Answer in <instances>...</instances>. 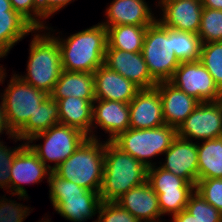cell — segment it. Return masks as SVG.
<instances>
[{
  "mask_svg": "<svg viewBox=\"0 0 222 222\" xmlns=\"http://www.w3.org/2000/svg\"><path fill=\"white\" fill-rule=\"evenodd\" d=\"M148 168L113 141L105 142L104 173L99 192L102 202H116L131 188L147 182Z\"/></svg>",
  "mask_w": 222,
  "mask_h": 222,
  "instance_id": "cell-1",
  "label": "cell"
},
{
  "mask_svg": "<svg viewBox=\"0 0 222 222\" xmlns=\"http://www.w3.org/2000/svg\"><path fill=\"white\" fill-rule=\"evenodd\" d=\"M53 37L61 50L64 71L94 73L104 64L108 44L107 28L101 23L72 34L66 39Z\"/></svg>",
  "mask_w": 222,
  "mask_h": 222,
  "instance_id": "cell-2",
  "label": "cell"
},
{
  "mask_svg": "<svg viewBox=\"0 0 222 222\" xmlns=\"http://www.w3.org/2000/svg\"><path fill=\"white\" fill-rule=\"evenodd\" d=\"M100 142V143H99ZM105 141L87 138L53 171L86 190L100 192L104 173Z\"/></svg>",
  "mask_w": 222,
  "mask_h": 222,
  "instance_id": "cell-3",
  "label": "cell"
},
{
  "mask_svg": "<svg viewBox=\"0 0 222 222\" xmlns=\"http://www.w3.org/2000/svg\"><path fill=\"white\" fill-rule=\"evenodd\" d=\"M37 31L39 34H34L29 45L27 74L18 76L24 82L49 95L63 71L61 50L53 34L44 32L42 35L39 29Z\"/></svg>",
  "mask_w": 222,
  "mask_h": 222,
  "instance_id": "cell-4",
  "label": "cell"
},
{
  "mask_svg": "<svg viewBox=\"0 0 222 222\" xmlns=\"http://www.w3.org/2000/svg\"><path fill=\"white\" fill-rule=\"evenodd\" d=\"M47 179L50 201L61 217L72 222H84L98 213L102 202L98 192L67 181L54 171H51Z\"/></svg>",
  "mask_w": 222,
  "mask_h": 222,
  "instance_id": "cell-5",
  "label": "cell"
},
{
  "mask_svg": "<svg viewBox=\"0 0 222 222\" xmlns=\"http://www.w3.org/2000/svg\"><path fill=\"white\" fill-rule=\"evenodd\" d=\"M142 54L151 77L158 83L169 81L180 65L172 46V29L156 20L147 26Z\"/></svg>",
  "mask_w": 222,
  "mask_h": 222,
  "instance_id": "cell-6",
  "label": "cell"
},
{
  "mask_svg": "<svg viewBox=\"0 0 222 222\" xmlns=\"http://www.w3.org/2000/svg\"><path fill=\"white\" fill-rule=\"evenodd\" d=\"M176 137L177 129L165 124L151 129L129 128L112 141L149 168L155 165L150 158L165 153Z\"/></svg>",
  "mask_w": 222,
  "mask_h": 222,
  "instance_id": "cell-7",
  "label": "cell"
},
{
  "mask_svg": "<svg viewBox=\"0 0 222 222\" xmlns=\"http://www.w3.org/2000/svg\"><path fill=\"white\" fill-rule=\"evenodd\" d=\"M87 138L88 136L80 130L58 123L48 130L32 136L26 144L53 171L63 161L67 160ZM38 139H43L44 145L30 144ZM47 162H54L55 164L50 166Z\"/></svg>",
  "mask_w": 222,
  "mask_h": 222,
  "instance_id": "cell-8",
  "label": "cell"
},
{
  "mask_svg": "<svg viewBox=\"0 0 222 222\" xmlns=\"http://www.w3.org/2000/svg\"><path fill=\"white\" fill-rule=\"evenodd\" d=\"M18 74H13L0 96L3 100L6 121L11 131L16 134L29 120L37 107L49 95L24 82Z\"/></svg>",
  "mask_w": 222,
  "mask_h": 222,
  "instance_id": "cell-9",
  "label": "cell"
},
{
  "mask_svg": "<svg viewBox=\"0 0 222 222\" xmlns=\"http://www.w3.org/2000/svg\"><path fill=\"white\" fill-rule=\"evenodd\" d=\"M147 181L158 195L162 217L165 214L176 215L186 208L189 197L195 191V185L188 183L160 166L148 168Z\"/></svg>",
  "mask_w": 222,
  "mask_h": 222,
  "instance_id": "cell-10",
  "label": "cell"
},
{
  "mask_svg": "<svg viewBox=\"0 0 222 222\" xmlns=\"http://www.w3.org/2000/svg\"><path fill=\"white\" fill-rule=\"evenodd\" d=\"M169 82L199 102L222 99V91L200 61L181 62Z\"/></svg>",
  "mask_w": 222,
  "mask_h": 222,
  "instance_id": "cell-11",
  "label": "cell"
},
{
  "mask_svg": "<svg viewBox=\"0 0 222 222\" xmlns=\"http://www.w3.org/2000/svg\"><path fill=\"white\" fill-rule=\"evenodd\" d=\"M177 136L188 141L222 137V99L200 102L177 129Z\"/></svg>",
  "mask_w": 222,
  "mask_h": 222,
  "instance_id": "cell-12",
  "label": "cell"
},
{
  "mask_svg": "<svg viewBox=\"0 0 222 222\" xmlns=\"http://www.w3.org/2000/svg\"><path fill=\"white\" fill-rule=\"evenodd\" d=\"M50 173L51 170L38 158L32 149L25 144L16 153L10 169L11 194L13 196H19L20 199H27L28 193L22 184L41 182L42 179Z\"/></svg>",
  "mask_w": 222,
  "mask_h": 222,
  "instance_id": "cell-13",
  "label": "cell"
},
{
  "mask_svg": "<svg viewBox=\"0 0 222 222\" xmlns=\"http://www.w3.org/2000/svg\"><path fill=\"white\" fill-rule=\"evenodd\" d=\"M104 65L133 82L140 89L153 88L157 85L148 71L142 52L106 49Z\"/></svg>",
  "mask_w": 222,
  "mask_h": 222,
  "instance_id": "cell-14",
  "label": "cell"
},
{
  "mask_svg": "<svg viewBox=\"0 0 222 222\" xmlns=\"http://www.w3.org/2000/svg\"><path fill=\"white\" fill-rule=\"evenodd\" d=\"M157 6L163 12V17L157 19L162 25L178 31L198 33L203 11L201 1L159 0Z\"/></svg>",
  "mask_w": 222,
  "mask_h": 222,
  "instance_id": "cell-15",
  "label": "cell"
},
{
  "mask_svg": "<svg viewBox=\"0 0 222 222\" xmlns=\"http://www.w3.org/2000/svg\"><path fill=\"white\" fill-rule=\"evenodd\" d=\"M163 155H166V160L163 164L160 162L161 168L196 185L198 181L197 142L193 143L177 136Z\"/></svg>",
  "mask_w": 222,
  "mask_h": 222,
  "instance_id": "cell-16",
  "label": "cell"
},
{
  "mask_svg": "<svg viewBox=\"0 0 222 222\" xmlns=\"http://www.w3.org/2000/svg\"><path fill=\"white\" fill-rule=\"evenodd\" d=\"M130 128L151 129L165 125L162 101L156 87L140 89L129 102Z\"/></svg>",
  "mask_w": 222,
  "mask_h": 222,
  "instance_id": "cell-17",
  "label": "cell"
},
{
  "mask_svg": "<svg viewBox=\"0 0 222 222\" xmlns=\"http://www.w3.org/2000/svg\"><path fill=\"white\" fill-rule=\"evenodd\" d=\"M129 114V103L95 99L92 113V139L98 138L93 134L95 132L93 129L99 126L109 134L107 140H114L121 132L130 128ZM95 124L97 126H94Z\"/></svg>",
  "mask_w": 222,
  "mask_h": 222,
  "instance_id": "cell-18",
  "label": "cell"
},
{
  "mask_svg": "<svg viewBox=\"0 0 222 222\" xmlns=\"http://www.w3.org/2000/svg\"><path fill=\"white\" fill-rule=\"evenodd\" d=\"M93 76L95 99L129 103L140 90L133 82L104 64L94 71Z\"/></svg>",
  "mask_w": 222,
  "mask_h": 222,
  "instance_id": "cell-19",
  "label": "cell"
},
{
  "mask_svg": "<svg viewBox=\"0 0 222 222\" xmlns=\"http://www.w3.org/2000/svg\"><path fill=\"white\" fill-rule=\"evenodd\" d=\"M155 87L161 97L165 124L178 129L200 102L169 81L158 82Z\"/></svg>",
  "mask_w": 222,
  "mask_h": 222,
  "instance_id": "cell-20",
  "label": "cell"
},
{
  "mask_svg": "<svg viewBox=\"0 0 222 222\" xmlns=\"http://www.w3.org/2000/svg\"><path fill=\"white\" fill-rule=\"evenodd\" d=\"M116 203L140 222H163L160 220L162 215L159 208L158 195L153 191L148 181L131 188Z\"/></svg>",
  "mask_w": 222,
  "mask_h": 222,
  "instance_id": "cell-21",
  "label": "cell"
},
{
  "mask_svg": "<svg viewBox=\"0 0 222 222\" xmlns=\"http://www.w3.org/2000/svg\"><path fill=\"white\" fill-rule=\"evenodd\" d=\"M145 0H113L106 9L107 29L116 25L150 26L157 18Z\"/></svg>",
  "mask_w": 222,
  "mask_h": 222,
  "instance_id": "cell-22",
  "label": "cell"
},
{
  "mask_svg": "<svg viewBox=\"0 0 222 222\" xmlns=\"http://www.w3.org/2000/svg\"><path fill=\"white\" fill-rule=\"evenodd\" d=\"M77 97L59 99V123L76 128L92 138V113L93 102Z\"/></svg>",
  "mask_w": 222,
  "mask_h": 222,
  "instance_id": "cell-23",
  "label": "cell"
},
{
  "mask_svg": "<svg viewBox=\"0 0 222 222\" xmlns=\"http://www.w3.org/2000/svg\"><path fill=\"white\" fill-rule=\"evenodd\" d=\"M49 96L55 101L70 96L95 100L93 73L63 70Z\"/></svg>",
  "mask_w": 222,
  "mask_h": 222,
  "instance_id": "cell-24",
  "label": "cell"
},
{
  "mask_svg": "<svg viewBox=\"0 0 222 222\" xmlns=\"http://www.w3.org/2000/svg\"><path fill=\"white\" fill-rule=\"evenodd\" d=\"M35 29L16 11L0 13V57L7 56L10 49Z\"/></svg>",
  "mask_w": 222,
  "mask_h": 222,
  "instance_id": "cell-25",
  "label": "cell"
},
{
  "mask_svg": "<svg viewBox=\"0 0 222 222\" xmlns=\"http://www.w3.org/2000/svg\"><path fill=\"white\" fill-rule=\"evenodd\" d=\"M59 123L58 103L48 96L37 107L34 115H31L27 123L15 134L25 143L34 135L48 130Z\"/></svg>",
  "mask_w": 222,
  "mask_h": 222,
  "instance_id": "cell-26",
  "label": "cell"
},
{
  "mask_svg": "<svg viewBox=\"0 0 222 222\" xmlns=\"http://www.w3.org/2000/svg\"><path fill=\"white\" fill-rule=\"evenodd\" d=\"M147 26L116 25L107 29L106 49L142 52Z\"/></svg>",
  "mask_w": 222,
  "mask_h": 222,
  "instance_id": "cell-27",
  "label": "cell"
},
{
  "mask_svg": "<svg viewBox=\"0 0 222 222\" xmlns=\"http://www.w3.org/2000/svg\"><path fill=\"white\" fill-rule=\"evenodd\" d=\"M198 180L222 179V137L197 143Z\"/></svg>",
  "mask_w": 222,
  "mask_h": 222,
  "instance_id": "cell-28",
  "label": "cell"
},
{
  "mask_svg": "<svg viewBox=\"0 0 222 222\" xmlns=\"http://www.w3.org/2000/svg\"><path fill=\"white\" fill-rule=\"evenodd\" d=\"M201 45L197 34L172 29V46L180 62L199 61Z\"/></svg>",
  "mask_w": 222,
  "mask_h": 222,
  "instance_id": "cell-29",
  "label": "cell"
},
{
  "mask_svg": "<svg viewBox=\"0 0 222 222\" xmlns=\"http://www.w3.org/2000/svg\"><path fill=\"white\" fill-rule=\"evenodd\" d=\"M197 35L202 44L222 42V10L203 8Z\"/></svg>",
  "mask_w": 222,
  "mask_h": 222,
  "instance_id": "cell-30",
  "label": "cell"
},
{
  "mask_svg": "<svg viewBox=\"0 0 222 222\" xmlns=\"http://www.w3.org/2000/svg\"><path fill=\"white\" fill-rule=\"evenodd\" d=\"M199 61L213 77L222 91V42H211L201 45Z\"/></svg>",
  "mask_w": 222,
  "mask_h": 222,
  "instance_id": "cell-31",
  "label": "cell"
},
{
  "mask_svg": "<svg viewBox=\"0 0 222 222\" xmlns=\"http://www.w3.org/2000/svg\"><path fill=\"white\" fill-rule=\"evenodd\" d=\"M185 210L194 216L198 222H222V213L196 191L189 197Z\"/></svg>",
  "mask_w": 222,
  "mask_h": 222,
  "instance_id": "cell-32",
  "label": "cell"
},
{
  "mask_svg": "<svg viewBox=\"0 0 222 222\" xmlns=\"http://www.w3.org/2000/svg\"><path fill=\"white\" fill-rule=\"evenodd\" d=\"M12 9L19 13L24 19H26L35 29L43 31V29L50 30L45 26L44 20L47 17L42 13L38 0H9ZM43 20V21H41ZM44 22V23H43Z\"/></svg>",
  "mask_w": 222,
  "mask_h": 222,
  "instance_id": "cell-33",
  "label": "cell"
},
{
  "mask_svg": "<svg viewBox=\"0 0 222 222\" xmlns=\"http://www.w3.org/2000/svg\"><path fill=\"white\" fill-rule=\"evenodd\" d=\"M195 191L222 213V179L198 180L195 185Z\"/></svg>",
  "mask_w": 222,
  "mask_h": 222,
  "instance_id": "cell-34",
  "label": "cell"
},
{
  "mask_svg": "<svg viewBox=\"0 0 222 222\" xmlns=\"http://www.w3.org/2000/svg\"><path fill=\"white\" fill-rule=\"evenodd\" d=\"M97 217L93 222H140L116 202H101Z\"/></svg>",
  "mask_w": 222,
  "mask_h": 222,
  "instance_id": "cell-35",
  "label": "cell"
},
{
  "mask_svg": "<svg viewBox=\"0 0 222 222\" xmlns=\"http://www.w3.org/2000/svg\"><path fill=\"white\" fill-rule=\"evenodd\" d=\"M3 197L0 199V222H23L31 213L29 207L15 200H7L6 195Z\"/></svg>",
  "mask_w": 222,
  "mask_h": 222,
  "instance_id": "cell-36",
  "label": "cell"
},
{
  "mask_svg": "<svg viewBox=\"0 0 222 222\" xmlns=\"http://www.w3.org/2000/svg\"><path fill=\"white\" fill-rule=\"evenodd\" d=\"M22 143L17 148L14 149L5 146L2 141H0V188H5L10 190V169L14 160L16 153L25 145Z\"/></svg>",
  "mask_w": 222,
  "mask_h": 222,
  "instance_id": "cell-37",
  "label": "cell"
},
{
  "mask_svg": "<svg viewBox=\"0 0 222 222\" xmlns=\"http://www.w3.org/2000/svg\"><path fill=\"white\" fill-rule=\"evenodd\" d=\"M38 2L42 13L48 18L70 4L72 0H38Z\"/></svg>",
  "mask_w": 222,
  "mask_h": 222,
  "instance_id": "cell-38",
  "label": "cell"
},
{
  "mask_svg": "<svg viewBox=\"0 0 222 222\" xmlns=\"http://www.w3.org/2000/svg\"><path fill=\"white\" fill-rule=\"evenodd\" d=\"M0 135L3 134L4 130L6 132V134L8 135L9 134V137L8 138H11V139H16V141H22L19 137H17L12 131L11 129L9 128L8 124H7V121H6V115H5V109H4V105H3V100L1 101L0 103Z\"/></svg>",
  "mask_w": 222,
  "mask_h": 222,
  "instance_id": "cell-39",
  "label": "cell"
},
{
  "mask_svg": "<svg viewBox=\"0 0 222 222\" xmlns=\"http://www.w3.org/2000/svg\"><path fill=\"white\" fill-rule=\"evenodd\" d=\"M172 222H198L187 210L172 216Z\"/></svg>",
  "mask_w": 222,
  "mask_h": 222,
  "instance_id": "cell-40",
  "label": "cell"
},
{
  "mask_svg": "<svg viewBox=\"0 0 222 222\" xmlns=\"http://www.w3.org/2000/svg\"><path fill=\"white\" fill-rule=\"evenodd\" d=\"M203 8L222 10V0H202Z\"/></svg>",
  "mask_w": 222,
  "mask_h": 222,
  "instance_id": "cell-41",
  "label": "cell"
},
{
  "mask_svg": "<svg viewBox=\"0 0 222 222\" xmlns=\"http://www.w3.org/2000/svg\"><path fill=\"white\" fill-rule=\"evenodd\" d=\"M14 11L9 0H0V13Z\"/></svg>",
  "mask_w": 222,
  "mask_h": 222,
  "instance_id": "cell-42",
  "label": "cell"
},
{
  "mask_svg": "<svg viewBox=\"0 0 222 222\" xmlns=\"http://www.w3.org/2000/svg\"><path fill=\"white\" fill-rule=\"evenodd\" d=\"M44 220L43 221L41 220L40 222H50V220L48 218L47 219L44 218Z\"/></svg>",
  "mask_w": 222,
  "mask_h": 222,
  "instance_id": "cell-43",
  "label": "cell"
}]
</instances>
